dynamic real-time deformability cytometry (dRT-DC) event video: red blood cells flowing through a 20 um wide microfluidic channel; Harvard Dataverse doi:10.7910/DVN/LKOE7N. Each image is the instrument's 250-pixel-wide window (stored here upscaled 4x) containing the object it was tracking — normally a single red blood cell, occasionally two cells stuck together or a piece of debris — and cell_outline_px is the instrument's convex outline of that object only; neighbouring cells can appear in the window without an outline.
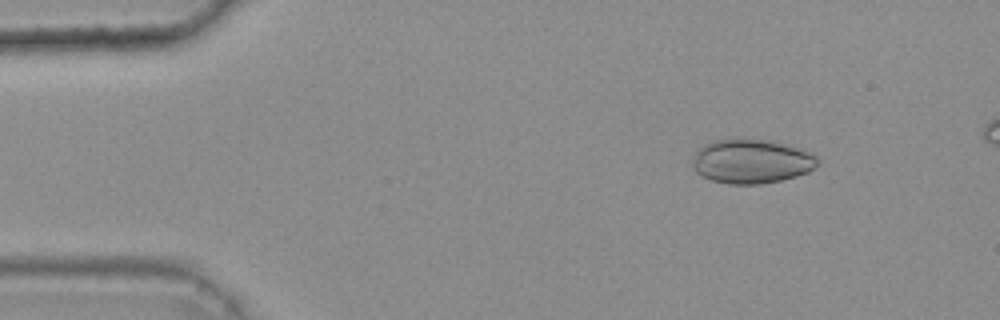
{"species": "common noctule bat (a hibernating species)", "species_latin": "Nyctalus noctula", "temperature_condition": "warm", "stored_images_in_passage": 40, "camera_frame_rate_fps": 3000, "um_per_image_px": 0.085, "animal": {"sex": "female", "body_mass_g": 25.1}, "frame": {"image": 1, "passage_image": 1, "time_ms": 0.0, "image_size_px": [1000, 320], "cell_outline_px": [[820, 164], [808, 172], [796, 176], [780, 180], [760, 184], [728, 184], [712, 180], [700, 176], [692, 168], [692, 160], [696, 152], [704, 144], [712, 140], [736, 136], [744, 136], [768, 140], [788, 144], [808, 152], [816, 156], [820, 160]], "centroid_in_image_um": [63.85, 13.67], "position_along_channel_um": 21.2, "area_um2": 33.12}}
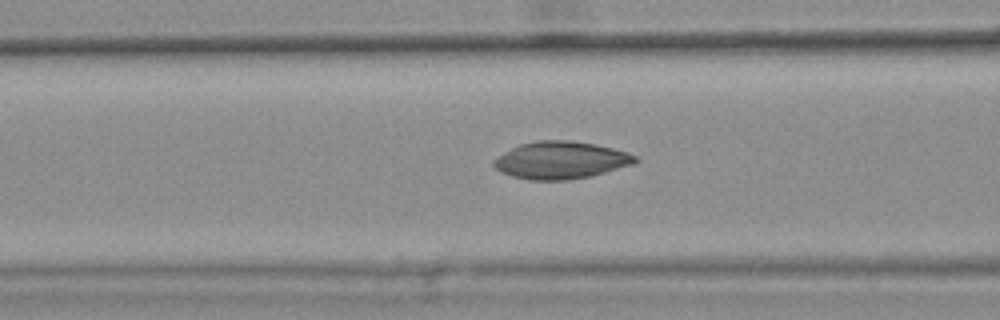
{"frame": {"image": 2, "passage_image": 15, "time_ms": 4.667, "image_size_px": [1000, 320], "cell_outline_px": [[640, 160], [632, 164], [592, 176], [568, 180], [528, 180], [512, 176], [500, 172], [492, 164], [492, 160], [496, 156], [520, 144], [536, 140], [572, 140], [596, 144], [628, 152], [636, 156]], "centroid_in_image_um": [47.65, 13.61], "position_along_channel_um": 119.0, "area_um2": 31.04}}
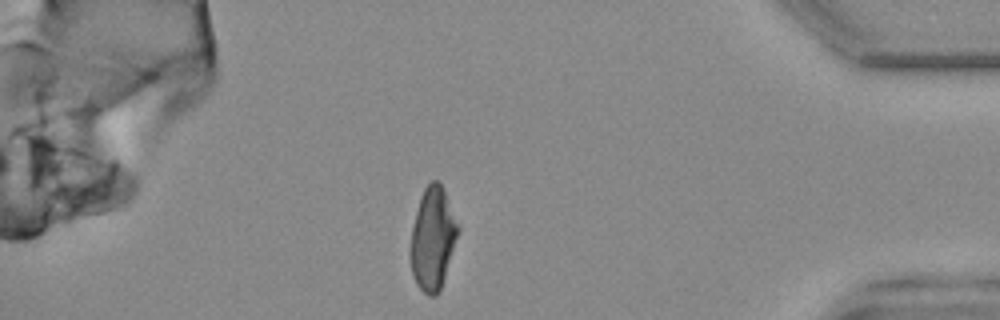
{"frame": {"image": 3, "passage_image": 40, "time_ms": 13.0, "image_size_px": [1000, 320], "cell_outline_px": [[460, 232], [440, 292], [436, 296], [428, 296], [416, 284], [412, 276], [408, 256], [408, 252], [412, 228], [420, 196], [424, 188], [432, 180], [436, 180], [444, 188], [460, 228]], "centroid_in_image_um": [36.77, 20.32], "position_along_channel_um": 398.4, "area_um2": 29.13}, "authors_computed_cell_mechanics": {"area_um2": 28.8133, "velocity_mm_per_s": 3.789, "shape_relaxation_time_tau1_ms": 8.8276, "shape_relaxation_time_tau2_ms": 1.1216, "deformation_change_tau1": 0.204, "deformation_change_tau2": 0.0425}}